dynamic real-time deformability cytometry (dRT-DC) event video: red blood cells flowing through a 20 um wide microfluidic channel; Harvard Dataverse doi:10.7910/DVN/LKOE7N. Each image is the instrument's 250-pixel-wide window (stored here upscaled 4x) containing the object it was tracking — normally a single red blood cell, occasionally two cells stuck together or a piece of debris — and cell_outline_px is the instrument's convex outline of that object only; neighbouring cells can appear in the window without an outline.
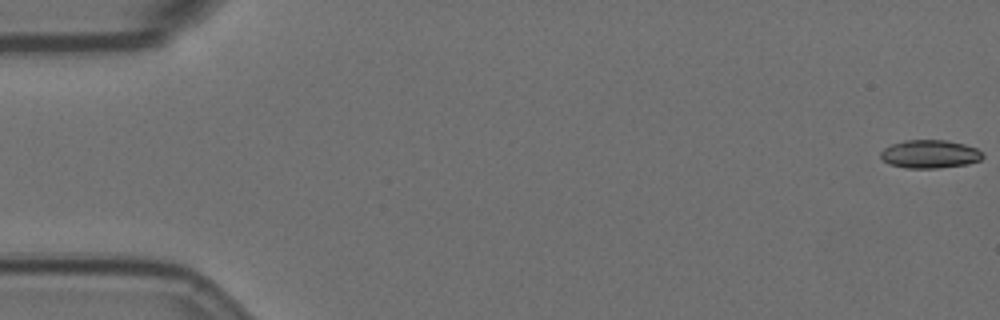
{"species": "Egyptian fruit bat (a non-hibernating species)", "species_latin": "Rousettus aegyptiacus", "temperature_condition": "room temperature", "stored_images_in_passage": 7, "camera_frame_rate_fps": 3000, "um_per_image_px": 0.085, "animal": {"sex": "female"}, "frame": {"image": 1, "passage_image": 1, "time_ms": 0.0, "image_size_px": [1000, 320], "cell_outline_px": [[984, 156], [980, 160], [968, 164], [936, 168], [908, 168], [888, 164], [880, 156], [880, 152], [884, 148], [892, 144], [904, 140], [948, 140], [964, 144], [976, 148]], "centroid_in_image_um": [79.02, 13.09], "position_along_channel_um": 6.0, "area_um2": 16.76}}
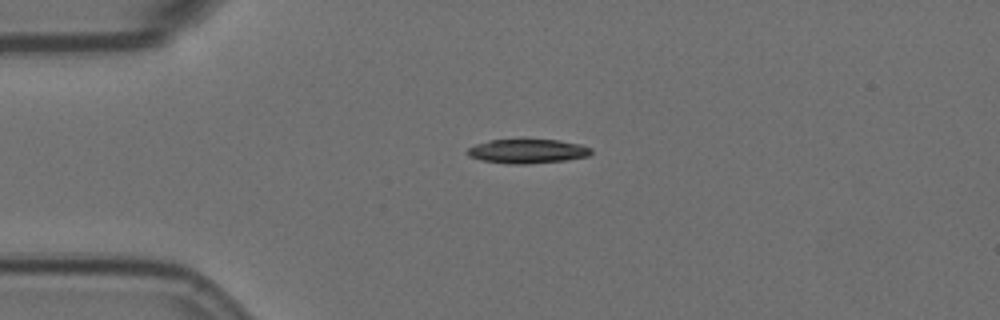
{"frame": {"image": 2, "passage_image": 5, "time_ms": 4.333, "image_size_px": [1000, 320], "cell_outline_px": [[592, 152], [588, 156], [564, 160], [524, 164], [512, 164], [480, 160], [468, 156], [464, 152], [468, 148], [476, 144], [488, 140], [524, 136], [560, 140], [580, 144], [592, 148]], "centroid_in_image_um": [44.78, 12.79], "position_along_channel_um": 40.2, "area_um2": 18.44}}
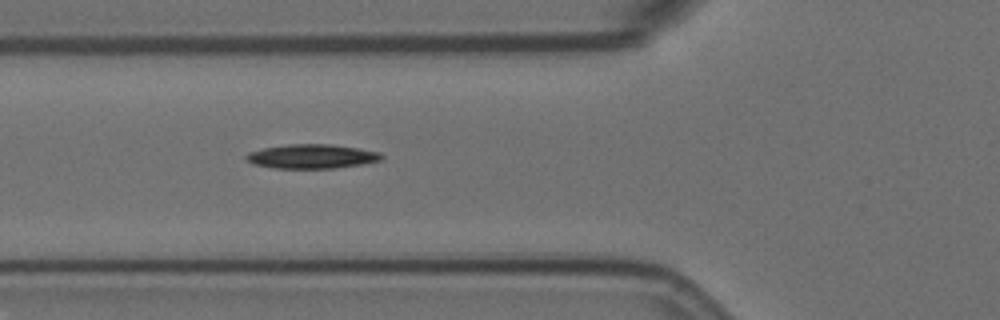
{"frame": {"image": 3, "passage_image": 7, "time_ms": 6.667, "image_size_px": [1000, 320], "cell_outline_px": [[384, 156], [380, 160], [360, 164], [336, 168], [276, 168], [252, 164], [244, 156], [248, 152], [264, 148], [288, 144], [328, 144], [360, 148], [380, 152]], "centroid_in_image_um": [26.5, 13.29], "position_along_channel_um": 99.3, "area_um2": 19.02}}